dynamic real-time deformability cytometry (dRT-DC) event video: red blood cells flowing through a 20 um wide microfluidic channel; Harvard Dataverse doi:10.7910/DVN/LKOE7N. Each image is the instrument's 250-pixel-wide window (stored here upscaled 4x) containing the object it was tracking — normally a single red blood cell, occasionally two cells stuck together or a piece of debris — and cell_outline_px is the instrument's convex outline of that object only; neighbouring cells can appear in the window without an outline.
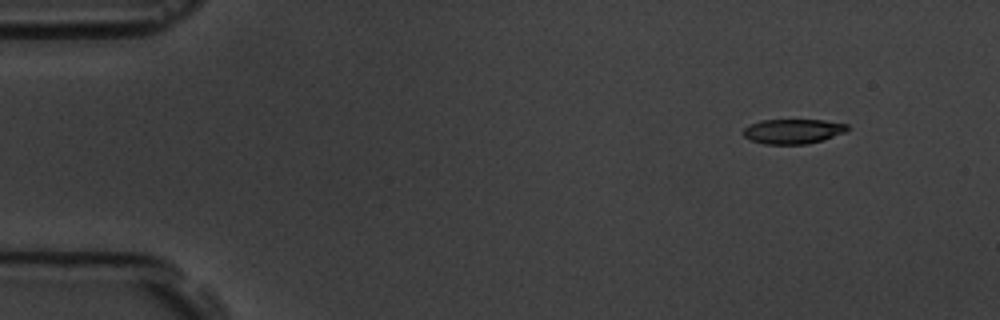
{"species": "common noctule bat (a hibernating species)", "species_latin": "Nyctalus noctula", "temperature_condition": "room temperature", "stored_images_in_passage": 10, "camera_frame_rate_fps": 3000, "um_per_image_px": 0.085, "animal": {"sex": "male", "body_mass_g": 19.5, "forearm_length_mm": 54.6}, "frame": {"image": 1, "passage_image": 1, "time_ms": 0.0, "image_size_px": [1000, 320], "cell_outline_px": [[848, 132], [824, 140], [808, 144], [764, 144], [748, 140], [744, 136], [744, 128], [760, 120], [824, 120], [848, 124]], "centroid_in_image_um": [67.44, 11.17], "position_along_channel_um": 17.6, "area_um2": 15.2}}
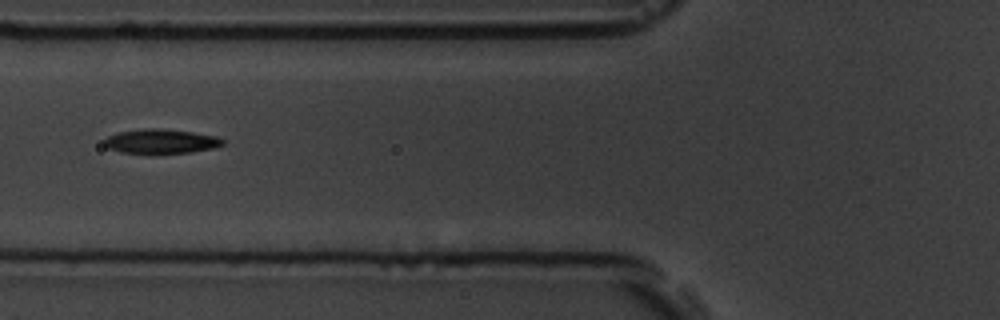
{"frame": {"image": 2, "passage_image": 5, "time_ms": 5.333, "image_size_px": [1000, 320], "cell_outline_px": [[224, 144], [212, 148], [192, 152], [120, 152], [108, 148], [104, 144], [104, 140], [108, 136], [120, 132], [144, 128], [160, 128], [192, 132], [216, 136], [224, 140]], "centroid_in_image_um": [13.69, 11.99], "position_along_channel_um": 112.1, "area_um2": 16.42}}
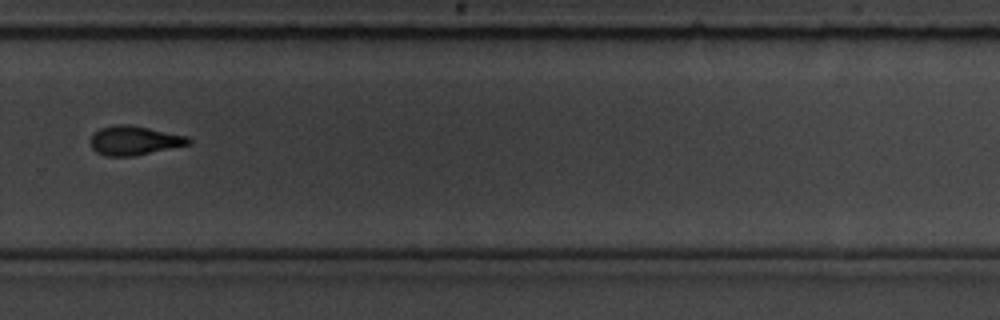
{"frame": {"image": 3, "passage_image": 10, "time_ms": 11.0, "image_size_px": [1000, 320], "cell_outline_px": [[192, 140], [188, 144], [132, 156], [104, 156], [96, 152], [92, 148], [92, 136], [100, 128], [116, 124], [128, 124], [188, 136]], "centroid_in_image_um": [11.39, 11.94], "position_along_channel_um": 318.4, "area_um2": 16.3}}